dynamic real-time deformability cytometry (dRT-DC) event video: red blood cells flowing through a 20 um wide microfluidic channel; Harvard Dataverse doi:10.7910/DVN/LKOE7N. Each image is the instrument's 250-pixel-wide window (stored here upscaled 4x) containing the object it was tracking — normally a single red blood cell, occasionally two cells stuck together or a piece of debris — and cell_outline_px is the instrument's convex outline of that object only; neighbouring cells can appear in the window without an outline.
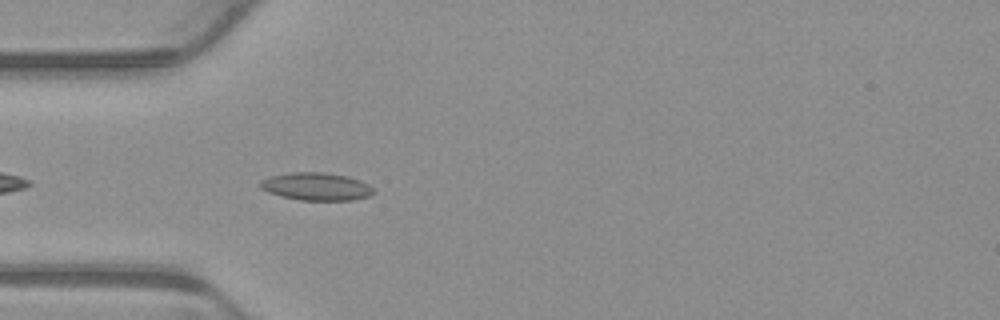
{"species": "common noctule bat (a hibernating species)", "species_latin": "Nyctalus noctula", "temperature_condition": "warm", "stored_images_in_passage": 5, "camera_frame_rate_fps": 3000, "um_per_image_px": 0.085, "animal": {"sex": "male", "body_mass_g": 23.1, "forearm_length_mm": 52.7}, "frame": {"image": 1, "passage_image": 5, "time_ms": 1.333, "image_size_px": [1000, 320], "cell_outline_px": [[376, 192], [368, 196], [352, 200], [300, 200], [280, 196], [268, 192], [260, 188], [260, 180], [272, 176], [288, 172], [324, 172], [348, 176], [360, 180], [376, 188]], "centroid_in_image_um": [26.91, 15.85], "position_along_channel_um": 58.1, "area_um2": 18.5}}